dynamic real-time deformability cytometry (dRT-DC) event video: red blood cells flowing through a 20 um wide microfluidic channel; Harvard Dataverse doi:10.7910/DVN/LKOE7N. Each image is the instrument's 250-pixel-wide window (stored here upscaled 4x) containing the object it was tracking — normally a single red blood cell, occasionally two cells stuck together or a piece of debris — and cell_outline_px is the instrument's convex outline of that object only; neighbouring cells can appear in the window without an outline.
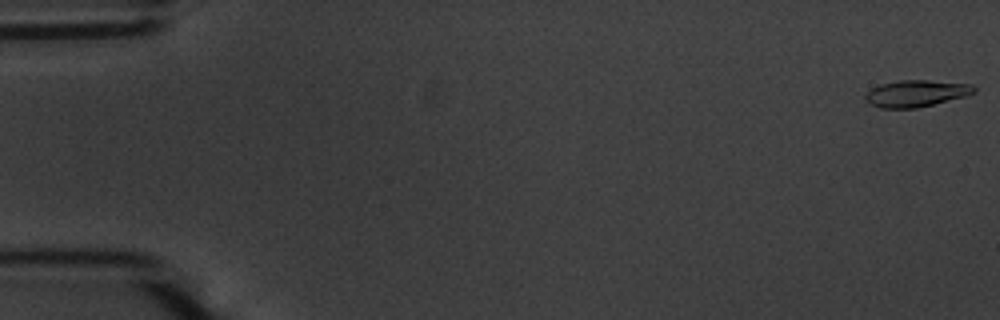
{"species": "common noctule bat (a hibernating species)", "species_latin": "Nyctalus noctula", "temperature_condition": "warm", "stored_images_in_passage": 55, "camera_frame_rate_fps": 3000, "um_per_image_px": 0.085, "animal": {"sex": "male", "body_mass_g": 20.1, "forearm_length_mm": 53.5}, "frame": {"image": 1, "passage_image": 1, "time_ms": 0.0, "image_size_px": [1000, 320], "cell_outline_px": [[976, 92], [964, 96], [916, 108], [880, 108], [864, 100], [864, 96], [872, 88], [880, 84], [900, 80], [928, 80], [972, 84], [976, 88]], "centroid_in_image_um": [77.86, 7.93], "position_along_channel_um": 7.1, "area_um2": 16.76}}
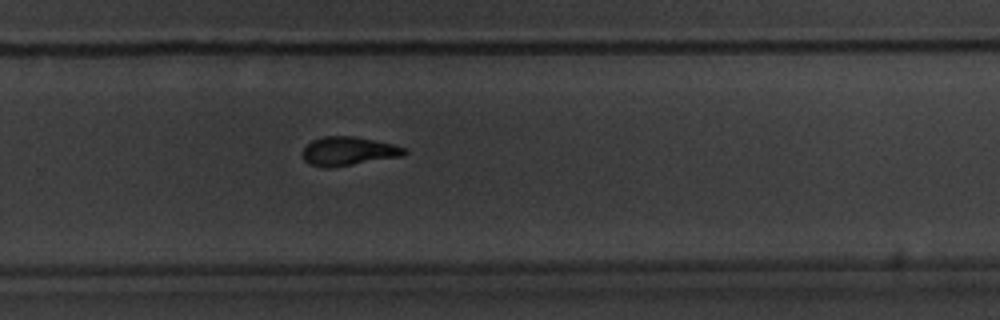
{"frame": {"image": 2, "passage_image": 37, "time_ms": 12.0, "image_size_px": [1000, 320], "cell_outline_px": [[408, 152], [404, 156], [328, 168], [324, 168], [308, 164], [304, 160], [300, 152], [312, 140], [324, 136], [352, 136], [392, 144], [408, 148]], "centroid_in_image_um": [29.6, 12.86], "position_along_channel_um": 300.2, "area_um2": 17.17}}
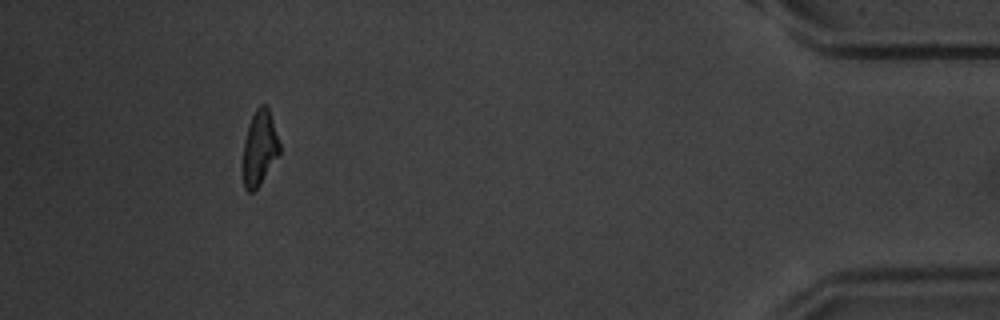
{"frame": {"image": 3, "passage_image": 51, "time_ms": 16.667, "image_size_px": [1000, 320], "cell_outline_px": [[280, 156], [260, 184], [252, 192], [248, 192], [244, 188], [240, 168], [240, 164], [244, 140], [248, 124], [256, 108], [260, 104], [268, 104], [280, 144]], "centroid_in_image_um": [22.03, 12.61], "position_along_channel_um": 413.2, "area_um2": 16.88}, "authors_computed_cell_mechanics": {"area_um2": 17.051, "velocity_mm_per_s": 3.7026, "shape_relaxation_time_tau1_ms": 3.3743, "shape_relaxation_time_tau2_ms": 4.6118, "deformation_change_tau1": 0.1742, "deformation_change_tau2": 0.1228}}